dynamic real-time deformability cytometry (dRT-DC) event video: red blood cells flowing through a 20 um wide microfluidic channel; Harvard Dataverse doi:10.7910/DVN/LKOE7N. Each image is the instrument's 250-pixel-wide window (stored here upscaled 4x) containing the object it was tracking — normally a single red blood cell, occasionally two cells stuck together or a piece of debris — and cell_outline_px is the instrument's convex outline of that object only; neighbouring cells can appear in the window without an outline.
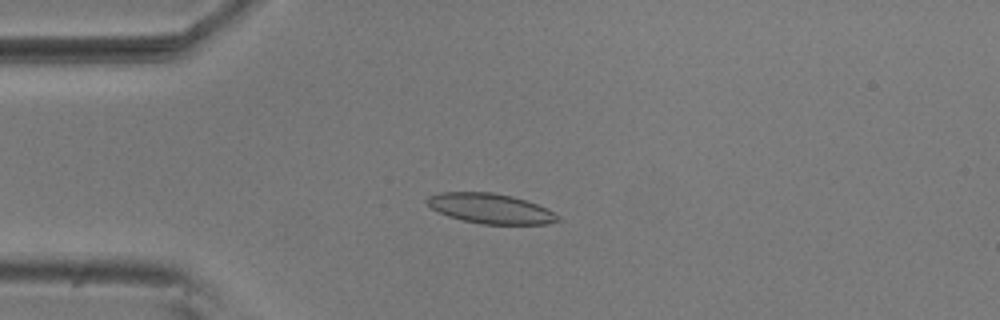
{"species": "common noctule bat (a hibernating species)", "species_latin": "Nyctalus noctula", "temperature_condition": "room temperature", "stored_images_in_passage": 5, "camera_frame_rate_fps": 3000, "um_per_image_px": 0.085, "animal": {"sex": "male", "body_mass_g": 20.5, "forearm_length_mm": 52.5}, "frame": {"image": 1, "passage_image": 3, "time_ms": 0.667, "image_size_px": [1000, 320], "cell_outline_px": [[564, 220], [548, 224], [480, 224], [448, 216], [432, 208], [424, 200], [428, 196], [440, 192], [492, 192], [512, 196], [536, 204], [560, 216]], "centroid_in_image_um": [41.7, 17.73], "position_along_channel_um": 43.3, "area_um2": 22.77}}
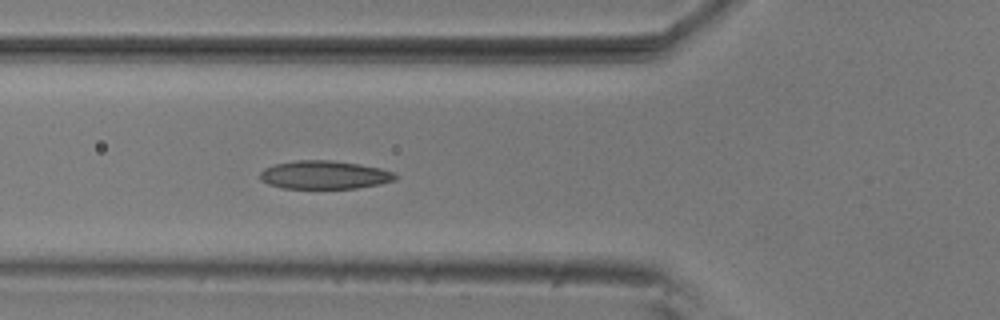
{"frame": {"image": 2, "passage_image": 5, "time_ms": 1.333, "image_size_px": [1000, 320], "cell_outline_px": [[396, 180], [380, 184], [356, 188], [284, 188], [268, 184], [260, 180], [260, 172], [264, 168], [276, 164], [296, 160], [332, 160], [360, 164], [380, 168], [392, 172], [396, 176]], "centroid_in_image_um": [27.56, 14.86], "position_along_channel_um": 98.2, "area_um2": 22.25}}